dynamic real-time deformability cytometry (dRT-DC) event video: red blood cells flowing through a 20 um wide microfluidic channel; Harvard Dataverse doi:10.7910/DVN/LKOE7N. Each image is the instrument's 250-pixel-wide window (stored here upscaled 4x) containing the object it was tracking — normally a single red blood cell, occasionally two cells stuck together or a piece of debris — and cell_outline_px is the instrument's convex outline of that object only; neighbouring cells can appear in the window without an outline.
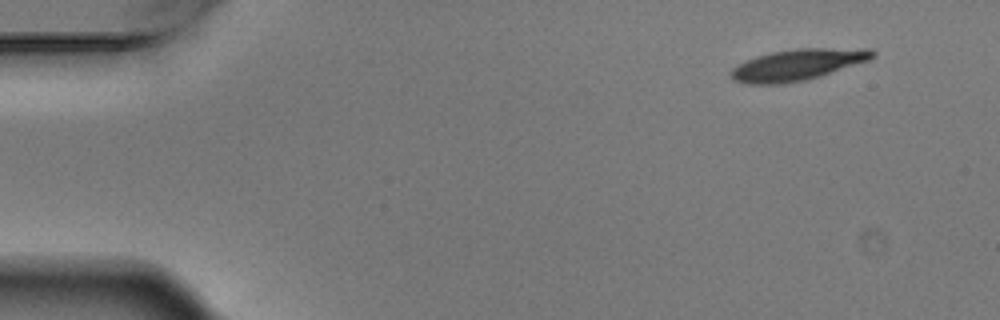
{"species": "Egyptian fruit bat (a non-hibernating species)", "species_latin": "Rousettus aegyptiacus", "temperature_condition": "warm", "stored_images_in_passage": 3, "camera_frame_rate_fps": 3000, "um_per_image_px": 0.085, "animal": {"sex": "male"}, "frame": {"image": 1, "passage_image": 1, "time_ms": 0.0, "image_size_px": [1000, 320], "cell_outline_px": [[876, 56], [872, 60], [808, 80], [780, 84], [748, 84], [732, 80], [728, 72], [732, 68], [744, 60], [756, 56], [772, 52], [796, 48], [872, 48], [876, 52]], "centroid_in_image_um": [67.83, 5.5], "position_along_channel_um": 17.2, "area_um2": 26.41}}
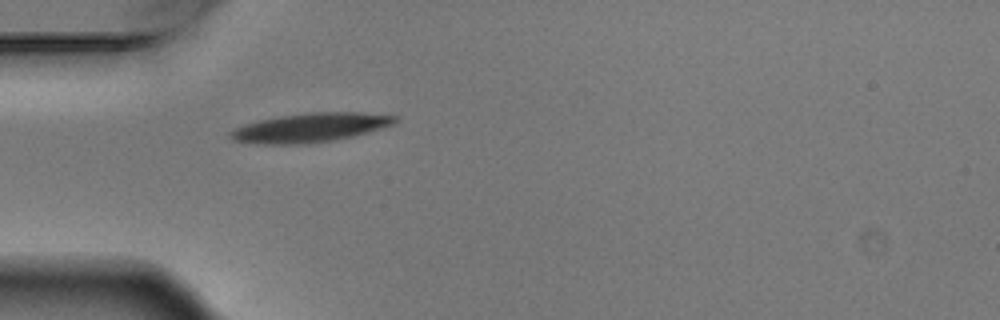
{"frame": {"image": 2, "passage_image": 3, "time_ms": 0.667, "image_size_px": [1000, 320], "cell_outline_px": [[400, 116], [392, 124], [368, 132], [352, 136], [332, 140], [296, 144], [260, 144], [232, 140], [228, 136], [228, 132], [236, 128], [260, 120], [280, 116], [308, 112], [360, 112]], "centroid_in_image_um": [26.36, 10.84], "position_along_channel_um": 58.6, "area_um2": 27.51}}